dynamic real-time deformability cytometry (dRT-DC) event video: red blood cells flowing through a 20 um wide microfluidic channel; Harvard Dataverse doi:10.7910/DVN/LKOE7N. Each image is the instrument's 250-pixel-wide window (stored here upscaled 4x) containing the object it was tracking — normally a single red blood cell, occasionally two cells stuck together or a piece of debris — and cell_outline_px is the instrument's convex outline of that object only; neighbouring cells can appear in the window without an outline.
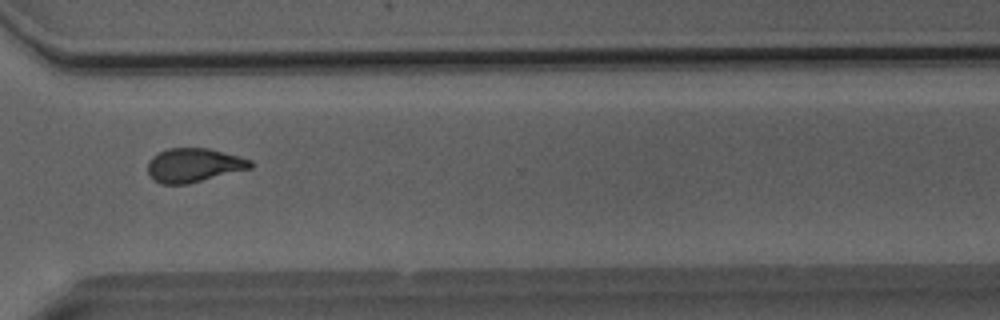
{"species": "Egyptian fruit bat (a non-hibernating species)", "species_latin": "Rousettus aegyptiacus", "temperature_condition": "room temperature", "stored_images_in_passage": 35, "camera_frame_rate_fps": 3000, "um_per_image_px": 0.085, "animal": {"sex": "male"}, "frame": {"image": 1, "passage_image": 25, "time_ms": 8.0, "image_size_px": [1000, 320], "cell_outline_px": [[252, 168], [188, 184], [160, 184], [152, 180], [148, 172], [148, 160], [152, 156], [168, 148], [208, 148], [240, 156], [252, 160]], "centroid_in_image_um": [16.46, 14.04], "position_along_channel_um": 354.1, "area_um2": 20.46}}
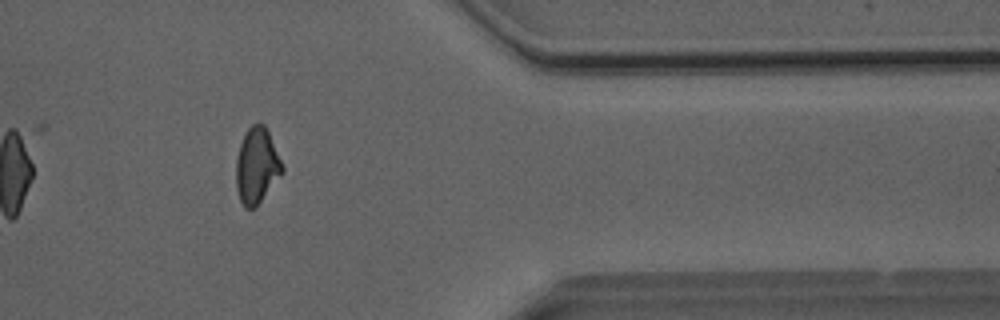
{"frame": {"image": 2, "passage_image": 29, "time_ms": 9.333, "image_size_px": [1000, 320], "cell_outline_px": [[284, 172], [256, 208], [244, 208], [240, 200], [236, 188], [236, 160], [240, 144], [248, 128], [252, 124], [264, 124], [268, 132], [284, 168]], "centroid_in_image_um": [21.82, 14.14], "position_along_channel_um": 389.6, "area_um2": 20.29}, "authors_computed_cell_mechanics": {"area_um2": 20.4612, "velocity_mm_per_s": 4.0712, "shape_relaxation_time_tau1_ms": 5.1197, "shape_relaxation_time_tau2_ms": 1.7293, "deformation_change_tau1": 0.1514, "deformation_change_tau2": 0.0811}}